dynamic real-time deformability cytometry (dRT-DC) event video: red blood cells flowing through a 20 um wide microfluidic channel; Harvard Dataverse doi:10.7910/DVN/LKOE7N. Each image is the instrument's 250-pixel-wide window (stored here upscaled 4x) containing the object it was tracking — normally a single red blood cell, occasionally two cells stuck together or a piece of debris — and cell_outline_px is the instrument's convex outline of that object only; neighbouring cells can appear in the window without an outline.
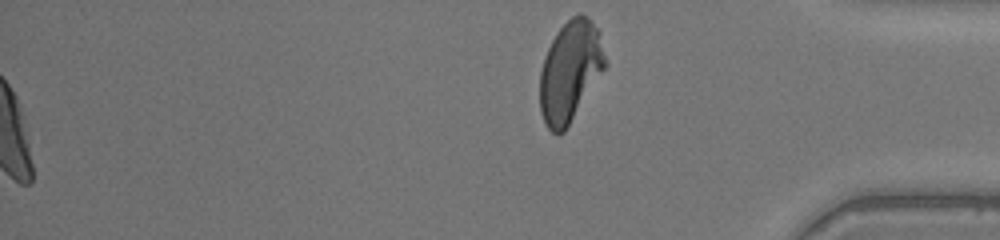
{"species": "human", "species_latin": "Homo sapiens", "temperature_condition": "warm", "stored_images_in_passage": 52, "segment_of_instrument_passage": [2, 2], "camera_frame_rate_fps": 3000, "um_per_image_px": 0.085, "donor": {"sex": "female"}, "frame": {"image": 1, "passage_image": 52, "time_ms": 17.0, "image_size_px": [1000, 240], "cell_outline_px": [[608, 64], [564, 132], [556, 136], [548, 128], [540, 112], [540, 72], [544, 56], [556, 32], [572, 16], [580, 12], [588, 16], [600, 32]], "centroid_in_image_um": [48.47, 6.04], "position_along_channel_um": 386.7, "area_um2": 38.55}}